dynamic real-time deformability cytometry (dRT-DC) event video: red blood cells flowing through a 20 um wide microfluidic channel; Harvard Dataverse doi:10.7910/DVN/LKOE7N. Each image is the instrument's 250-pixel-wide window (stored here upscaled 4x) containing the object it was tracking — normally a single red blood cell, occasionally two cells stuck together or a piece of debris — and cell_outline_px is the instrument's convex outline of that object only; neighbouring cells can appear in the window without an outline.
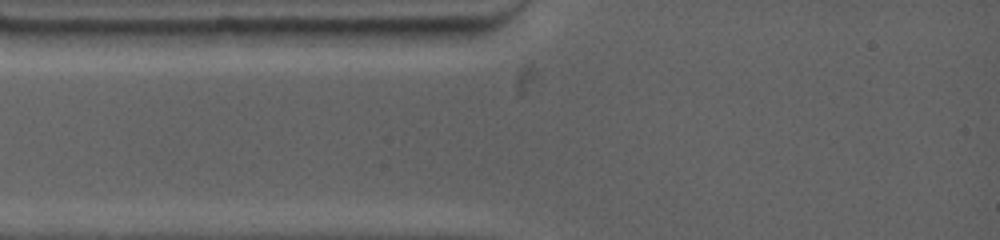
{"species": "common noctule bat (a hibernating species)", "species_latin": "Nyctalus noctula", "temperature_condition": "warm", "stored_images_in_passage": 2, "camera_frame_rate_fps": 4500, "um_per_image_px": 0.085, "animal": {"sex": "female", "body_mass_g": 19.0, "forearm_length_mm": 53.3}, "frame": {"image": 1, "passage_image": 1, "time_ms": 0.0, "image_size_px": [1000, 240], "cell_outline_px": [[340, 28], [336, 32], [320, 44], [208, 48], [208, 44], [216, 28]], "centroid_in_image_um": [22.83, 3.13], "position_along_channel_um": 62.2, "area_um2": 15.32}}